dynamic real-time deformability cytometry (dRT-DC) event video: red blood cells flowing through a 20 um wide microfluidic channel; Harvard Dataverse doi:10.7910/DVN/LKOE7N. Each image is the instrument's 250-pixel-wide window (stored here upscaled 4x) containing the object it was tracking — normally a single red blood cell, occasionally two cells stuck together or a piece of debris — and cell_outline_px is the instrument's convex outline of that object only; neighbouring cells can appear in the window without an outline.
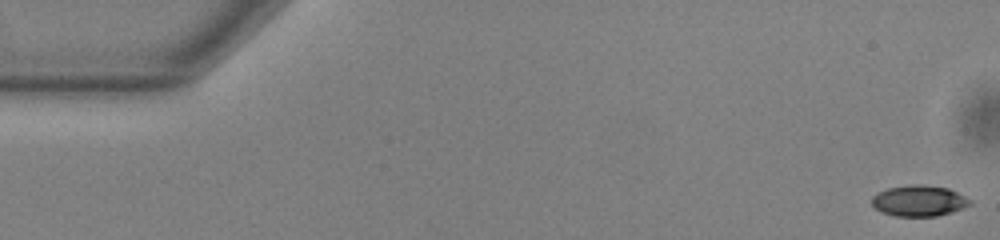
{"species": "common noctule bat (a hibernating species)", "species_latin": "Nyctalus noctula", "temperature_condition": "warm", "stored_images_in_passage": 54, "camera_frame_rate_fps": 3000, "um_per_image_px": 0.085, "animal": {"sex": "male", "body_mass_g": 13.0, "forearm_length_mm": 53.1}, "frame": {"image": 1, "passage_image": 1, "time_ms": 0.0, "image_size_px": [1000, 240], "cell_outline_px": [[972, 204], [964, 208], [952, 212], [936, 216], [896, 216], [884, 212], [876, 208], [872, 204], [872, 196], [876, 192], [888, 188], [912, 184], [920, 184], [948, 188], [972, 200]], "centroid_in_image_um": [78.13, 17.06], "position_along_channel_um": 6.9, "area_um2": 17.69}}
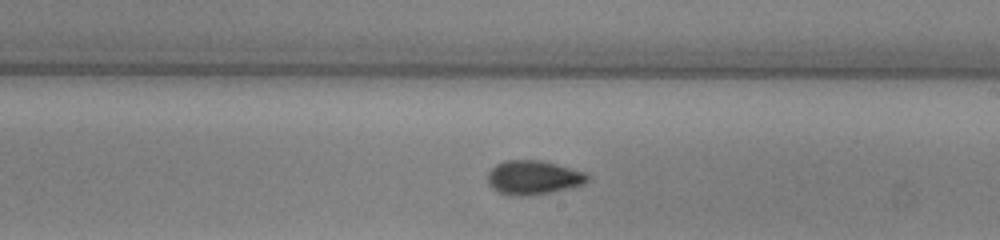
{"frame": {"image": 2, "passage_image": 31, "time_ms": 10.0, "image_size_px": [1000, 240], "cell_outline_px": [[588, 180], [584, 184], [576, 188], [528, 196], [512, 196], [500, 192], [492, 188], [488, 184], [488, 172], [496, 164], [504, 160], [540, 160], [556, 164], [584, 172], [588, 176]], "centroid_in_image_um": [45.34, 15.1], "position_along_channel_um": 243.7, "area_um2": 20.0}}
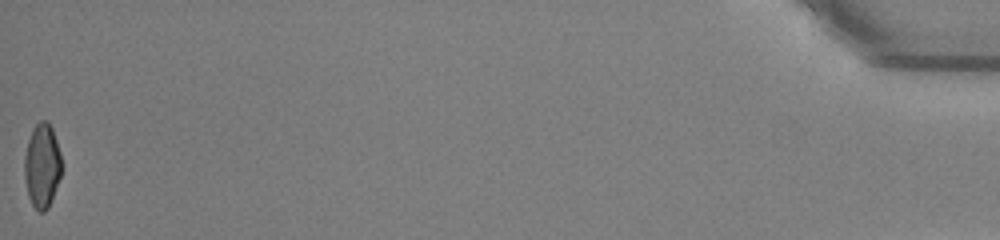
{"frame": {"image": 3, "passage_image": 54, "time_ms": 17.667, "image_size_px": [1000, 240], "cell_outline_px": [[60, 176], [48, 208], [44, 212], [40, 212], [32, 204], [28, 196], [24, 176], [24, 156], [28, 140], [32, 128], [40, 120], [48, 120], [52, 128], [60, 152]], "centroid_in_image_um": [3.55, 14.05], "position_along_channel_um": 431.6, "area_um2": 18.09}, "authors_computed_cell_mechanics": {"area_um2": 18.6694, "velocity_mm_per_s": 3.8304, "shape_relaxation_time_tau1_ms": 5.2112, "shape_relaxation_time_tau2_ms": 2.0853, "deformation_change_tau1": 0.1467, "deformation_change_tau2": 0.0705}}